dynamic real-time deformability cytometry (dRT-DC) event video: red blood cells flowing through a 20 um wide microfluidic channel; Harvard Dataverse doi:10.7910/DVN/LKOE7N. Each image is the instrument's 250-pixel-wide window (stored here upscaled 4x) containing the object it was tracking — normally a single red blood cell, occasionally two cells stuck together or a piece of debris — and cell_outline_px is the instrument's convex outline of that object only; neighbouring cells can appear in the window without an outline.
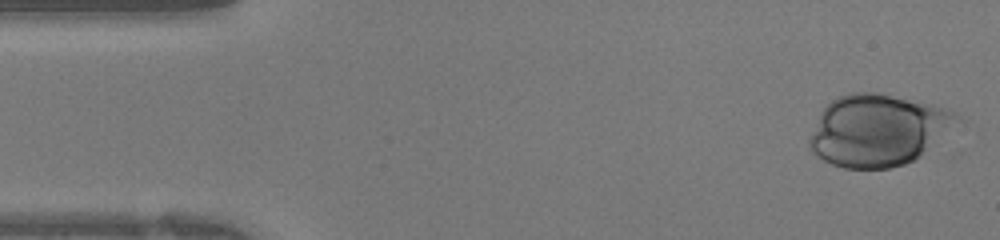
{"species": "human", "species_latin": "Homo sapiens", "temperature_condition": "warm", "stored_images_in_passage": 33, "camera_frame_rate_fps": 3000, "um_per_image_px": 0.085, "donor": {"sex": "female"}, "frame": {"image": 1, "passage_image": 1, "time_ms": 0.0, "image_size_px": [1000, 240], "cell_outline_px": [[968, 120], [916, 160], [904, 164], [888, 168], [844, 168], [832, 164], [816, 156], [808, 148], [808, 140], [820, 112], [832, 100], [840, 96], [852, 92], [876, 92], [932, 104], [948, 108], [956, 112]], "centroid_in_image_um": [74.73, 11.07], "position_along_channel_um": 10.3, "area_um2": 62.71}}
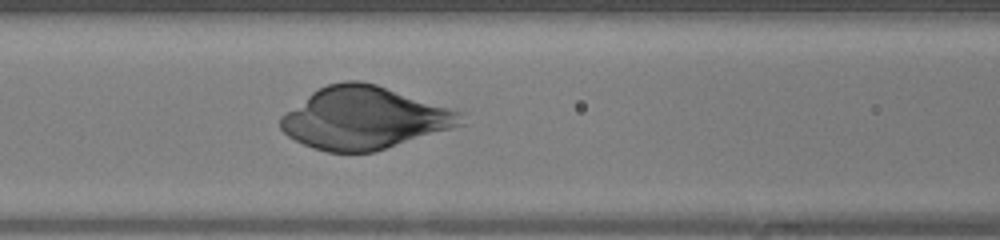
{"frame": {"image": 2, "passage_image": 16, "time_ms": 5.0, "image_size_px": [1000, 240], "cell_outline_px": [[464, 124], [452, 128], [372, 152], [324, 152], [312, 148], [288, 136], [280, 128], [280, 116], [284, 112], [312, 92], [328, 84], [344, 80], [360, 80], [376, 84], [464, 112]], "centroid_in_image_um": [30.95, 10.02], "position_along_channel_um": 135.7, "area_um2": 65.2}}